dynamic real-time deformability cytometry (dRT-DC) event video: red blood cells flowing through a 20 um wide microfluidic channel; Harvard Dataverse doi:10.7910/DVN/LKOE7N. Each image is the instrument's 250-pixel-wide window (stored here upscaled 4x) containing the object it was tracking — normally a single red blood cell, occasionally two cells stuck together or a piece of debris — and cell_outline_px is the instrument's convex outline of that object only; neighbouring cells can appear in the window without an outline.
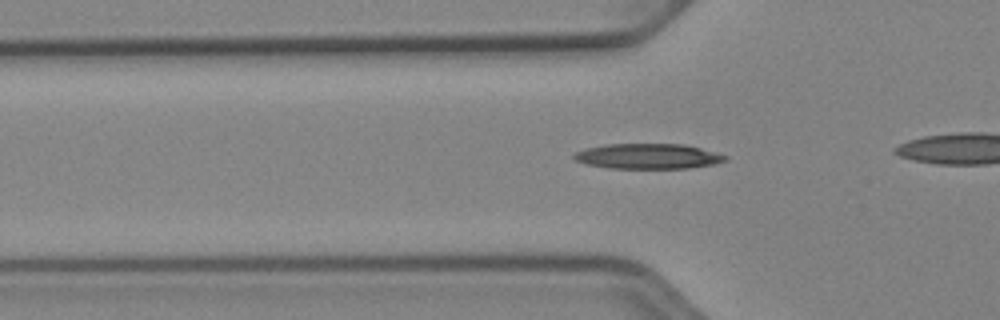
{"species": "Egyptian fruit bat (a non-hibernating species)", "species_latin": "Rousettus aegyptiacus", "temperature_condition": "cold", "stored_images_in_passage": 37, "camera_frame_rate_fps": 3000, "um_per_image_px": 0.085, "animal": {"sex": "female"}, "frame": {"image": 1, "passage_image": 13, "time_ms": 4.0, "image_size_px": [1000, 320], "cell_outline_px": [[728, 160], [716, 164], [688, 168], [608, 168], [588, 164], [576, 160], [572, 156], [576, 152], [584, 148], [608, 144], [684, 144], [700, 148], [728, 156]], "centroid_in_image_um": [55.1, 13.28], "position_along_channel_um": 70.7, "area_um2": 22.2}}
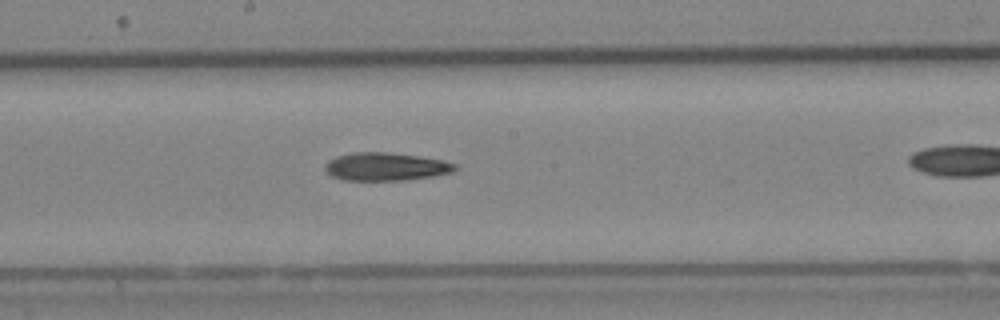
{"frame": {"image": 2, "passage_image": 24, "time_ms": 7.667, "image_size_px": [1000, 320], "cell_outline_px": [[456, 168], [452, 172], [432, 176], [404, 180], [340, 180], [332, 176], [324, 168], [324, 164], [328, 160], [336, 156], [352, 152], [388, 152], [420, 156], [444, 160], [456, 164]], "centroid_in_image_um": [32.76, 14.15], "position_along_channel_um": 215.4, "area_um2": 21.33}}
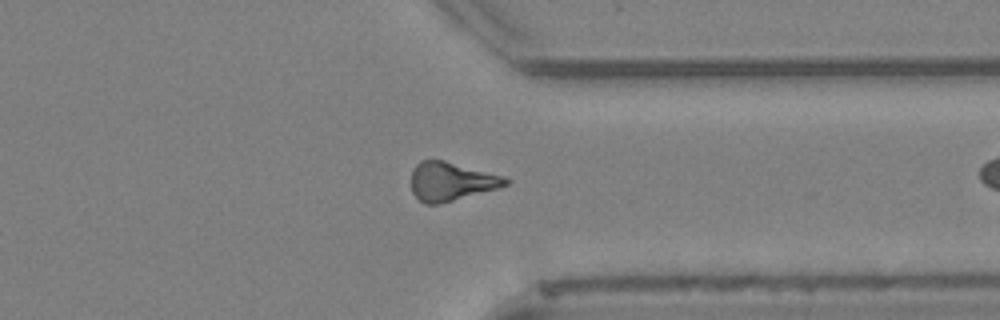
{"frame": {"image": 3, "passage_image": 36, "time_ms": 11.667, "image_size_px": [1000, 320], "cell_outline_px": [[512, 180], [508, 184], [500, 188], [436, 204], [424, 204], [412, 192], [412, 168], [420, 160], [444, 160], [500, 176]], "centroid_in_image_um": [38.32, 15.42], "position_along_channel_um": 373.1, "area_um2": 20.87}}